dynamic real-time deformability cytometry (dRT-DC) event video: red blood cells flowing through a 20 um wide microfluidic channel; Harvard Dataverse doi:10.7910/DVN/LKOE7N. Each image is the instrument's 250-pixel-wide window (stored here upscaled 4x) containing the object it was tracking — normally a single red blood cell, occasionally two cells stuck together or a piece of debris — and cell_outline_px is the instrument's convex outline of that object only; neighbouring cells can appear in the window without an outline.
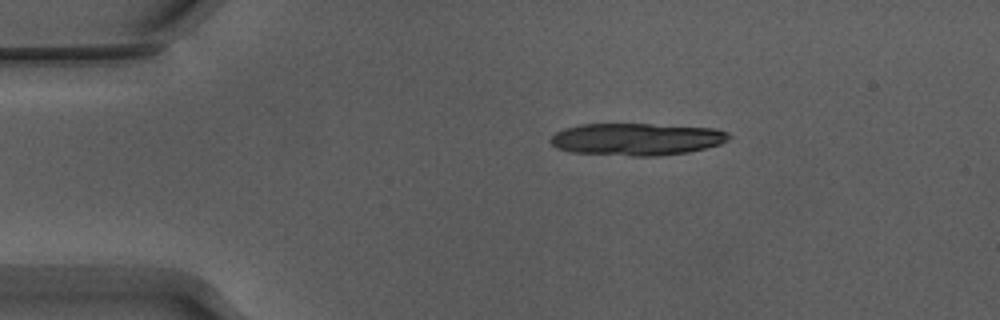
{"species": "Egyptian fruit bat (a non-hibernating species)", "species_latin": "Rousettus aegyptiacus", "temperature_condition": "warm", "stored_images_in_passage": 10, "camera_frame_rate_fps": 3000, "um_per_image_px": 0.085, "animal": {"sex": "male"}, "frame": {"image": 1, "passage_image": 1, "time_ms": 0.0, "image_size_px": [1000, 320], "cell_outline_px": [[732, 136], [728, 140], [720, 144], [688, 152], [656, 156], [632, 156], [572, 152], [556, 148], [548, 140], [556, 132], [564, 128], [580, 124], [652, 124], [716, 128], [728, 132]], "centroid_in_image_um": [54.11, 11.83], "position_along_channel_um": 30.9, "area_um2": 33.64}}